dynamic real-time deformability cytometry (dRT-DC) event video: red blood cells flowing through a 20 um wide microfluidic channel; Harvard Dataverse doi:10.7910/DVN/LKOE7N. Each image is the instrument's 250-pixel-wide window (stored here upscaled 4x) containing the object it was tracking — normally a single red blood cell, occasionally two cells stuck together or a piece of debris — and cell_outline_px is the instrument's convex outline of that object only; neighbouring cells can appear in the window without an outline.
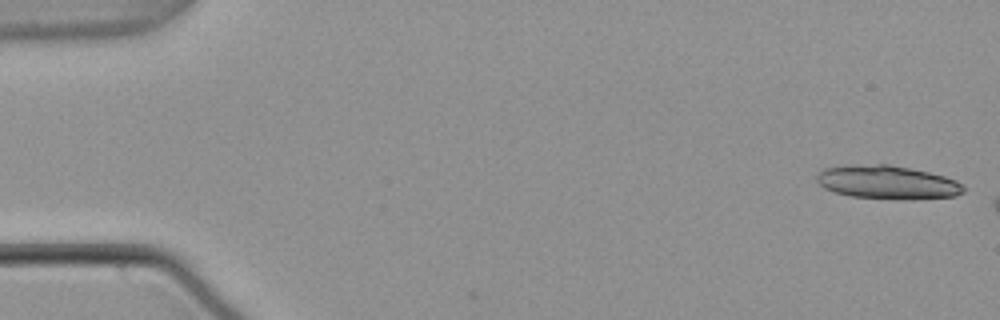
{"species": "common noctule bat (a hibernating species)", "species_latin": "Nyctalus noctula", "temperature_condition": "warm", "stored_images_in_passage": 4, "camera_frame_rate_fps": 3000, "um_per_image_px": 0.085, "animal": {"sex": "male", "body_mass_g": 21.5, "forearm_length_mm": 52.0}, "frame": {"image": 1, "passage_image": 1, "time_ms": 0.0, "image_size_px": [1000, 320], "cell_outline_px": [[964, 192], [956, 196], [912, 200], [904, 200], [852, 196], [836, 192], [824, 188], [816, 180], [816, 176], [824, 168], [876, 164], [888, 164], [928, 172], [944, 176], [956, 180], [964, 184]], "centroid_in_image_um": [75.5, 15.52], "position_along_channel_um": 9.5, "area_um2": 28.5}}